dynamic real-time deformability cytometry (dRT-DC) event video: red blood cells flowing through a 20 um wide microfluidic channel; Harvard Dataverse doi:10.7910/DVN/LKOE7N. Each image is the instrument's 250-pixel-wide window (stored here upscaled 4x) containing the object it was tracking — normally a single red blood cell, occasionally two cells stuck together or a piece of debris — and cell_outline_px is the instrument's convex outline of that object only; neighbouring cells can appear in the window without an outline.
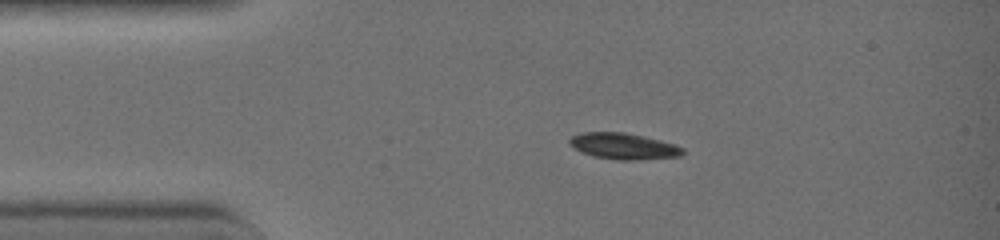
{"species": "common noctule bat (a hibernating species)", "species_latin": "Nyctalus noctula", "temperature_condition": "warm", "stored_images_in_passage": 35, "camera_frame_rate_fps": 3000, "um_per_image_px": 0.085, "animal": {"sex": "female", "body_mass_g": 19.0, "forearm_length_mm": 51.5}, "frame": {"image": 1, "passage_image": 1, "time_ms": 0.0, "image_size_px": [1000, 240], "cell_outline_px": [[684, 152], [680, 156], [640, 160], [616, 160], [592, 156], [580, 152], [572, 148], [568, 144], [568, 140], [572, 136], [584, 132], [624, 132], [644, 136], [676, 144], [684, 148]], "centroid_in_image_um": [52.98, 12.43], "position_along_channel_um": 32.0, "area_um2": 17.57}}
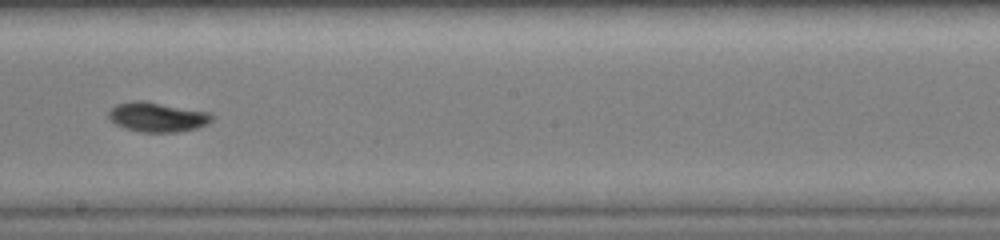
{"frame": {"image": 2, "passage_image": 17, "time_ms": 5.333, "image_size_px": [1000, 240], "cell_outline_px": [[212, 120], [208, 124], [196, 128], [176, 132], [140, 132], [124, 128], [116, 124], [108, 116], [108, 112], [116, 104], [132, 100], [144, 100], [208, 112], [212, 116]], "centroid_in_image_um": [13.35, 9.94], "position_along_channel_um": 234.9, "area_um2": 17.8}}
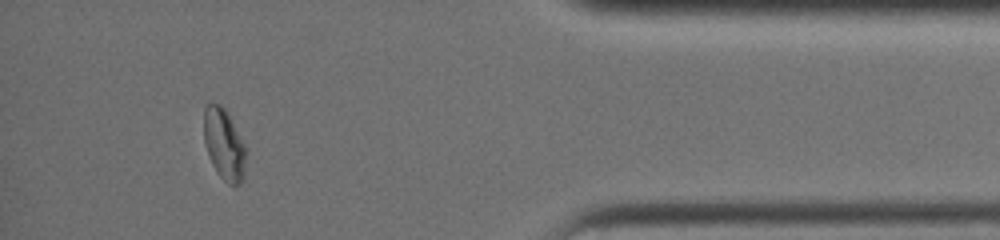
{"frame": {"image": 3, "passage_image": 31, "time_ms": 10.0, "image_size_px": [1000, 240], "cell_outline_px": [[244, 180], [240, 184], [228, 184], [216, 172], [212, 164], [204, 140], [204, 108], [208, 104], [220, 104], [228, 112], [244, 144]], "centroid_in_image_um": [19.03, 12.26], "position_along_channel_um": 416.2, "area_um2": 17.17}, "authors_computed_cell_mechanics": {"area_um2": 17.34, "velocity_mm_per_s": 4.5476, "shape_relaxation_time_tau1_ms": 2.631, "shape_relaxation_time_tau2_ms": null, "deformation_change_tau1": 0.1421, "deformation_change_tau2": null}}